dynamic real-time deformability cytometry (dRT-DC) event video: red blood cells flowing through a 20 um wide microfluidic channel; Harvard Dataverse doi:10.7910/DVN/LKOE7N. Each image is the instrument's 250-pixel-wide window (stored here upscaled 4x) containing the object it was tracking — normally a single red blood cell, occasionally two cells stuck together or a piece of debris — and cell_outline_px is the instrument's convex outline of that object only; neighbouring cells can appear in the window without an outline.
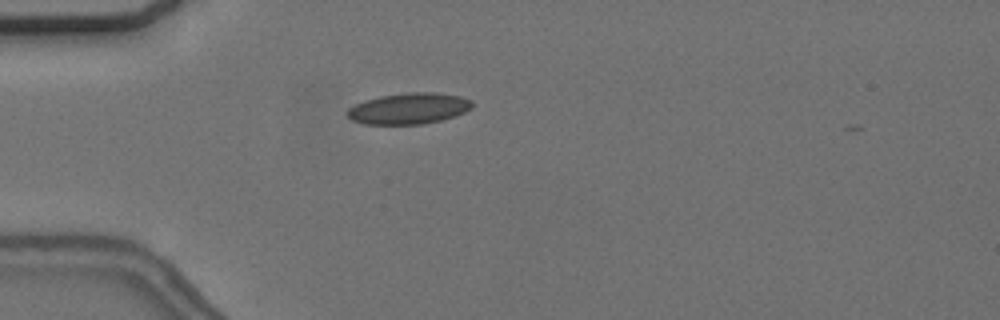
{"species": "common noctule bat (a hibernating species)", "species_latin": "Nyctalus noctula", "temperature_condition": "cold", "stored_images_in_passage": 11, "camera_frame_rate_fps": 3000, "um_per_image_px": 0.085, "animal": {"sex": "female", "body_mass_g": 24.6, "forearm_length_mm": 56.2}, "frame": {"image": 1, "passage_image": 10, "time_ms": 3.0, "image_size_px": [1000, 320], "cell_outline_px": [[472, 108], [456, 116], [424, 124], [364, 124], [352, 120], [348, 116], [348, 108], [364, 100], [380, 96], [408, 92], [436, 92], [460, 96], [472, 100]], "centroid_in_image_um": [34.77, 9.22], "position_along_channel_um": 50.2, "area_um2": 22.66}}